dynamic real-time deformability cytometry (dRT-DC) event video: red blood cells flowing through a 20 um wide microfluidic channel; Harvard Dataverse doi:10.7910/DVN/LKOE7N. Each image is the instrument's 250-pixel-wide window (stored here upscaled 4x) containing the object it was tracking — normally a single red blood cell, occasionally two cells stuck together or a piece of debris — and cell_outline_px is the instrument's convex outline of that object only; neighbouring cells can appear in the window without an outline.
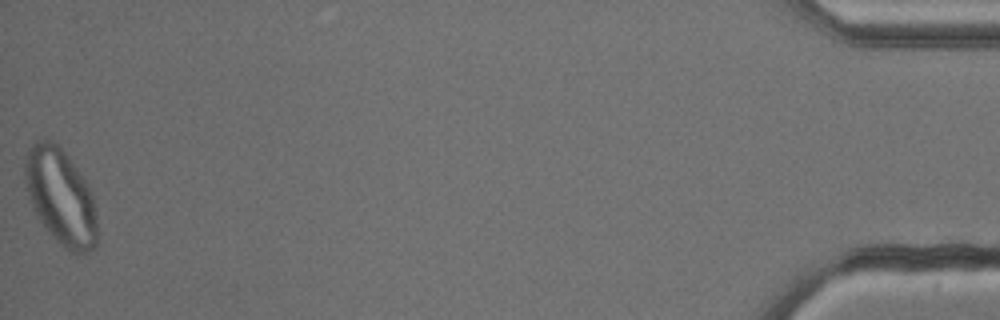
{"species": "common noctule bat (a hibernating species)", "species_latin": "Nyctalus noctula", "temperature_condition": "cold", "stored_images_in_passage": 54, "camera_frame_rate_fps": 3000, "um_per_image_px": 0.085, "animal": {"sex": "male", "body_mass_g": 13.3}, "frame": {"image": 1, "passage_image": 54, "time_ms": 17.667, "image_size_px": [1000, 320], "cell_outline_px": [[96, 244], [88, 252], [76, 256], [68, 252], [56, 240], [36, 216], [32, 208], [24, 180], [24, 164], [28, 148], [36, 140], [44, 136], [52, 140], [68, 156], [88, 184], [96, 208]], "centroid_in_image_um": [5.14, 16.72], "position_along_channel_um": 430.1, "area_um2": 40.86}}